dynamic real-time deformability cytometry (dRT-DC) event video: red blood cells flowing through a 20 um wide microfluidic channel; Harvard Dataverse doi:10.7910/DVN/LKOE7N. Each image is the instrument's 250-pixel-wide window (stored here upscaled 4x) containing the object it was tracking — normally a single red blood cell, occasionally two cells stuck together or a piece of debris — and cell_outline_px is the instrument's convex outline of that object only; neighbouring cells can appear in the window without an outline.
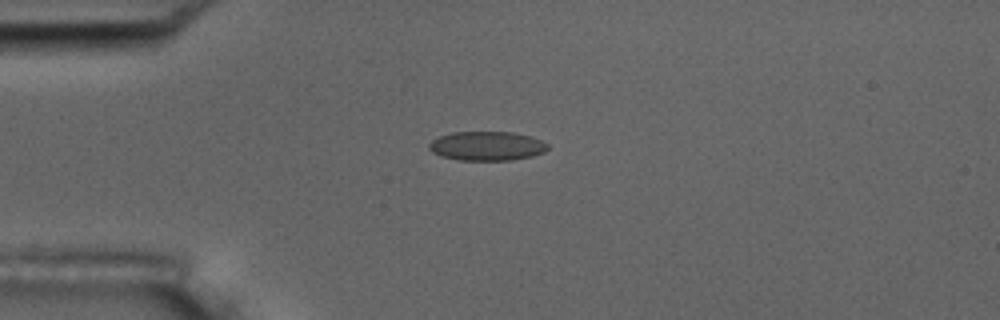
{"species": "common noctule bat (a hibernating species)", "species_latin": "Nyctalus noctula", "temperature_condition": "room temperature", "stored_images_in_passage": 7, "camera_frame_rate_fps": 3000, "um_per_image_px": 0.085, "animal": {"sex": "male", "body_mass_g": 17.5, "forearm_length_mm": 52.3}, "frame": {"image": 1, "passage_image": 4, "time_ms": 3.333, "image_size_px": [1000, 320], "cell_outline_px": [[548, 148], [544, 152], [532, 156], [512, 160], [460, 160], [440, 156], [432, 152], [428, 148], [428, 144], [432, 140], [440, 136], [452, 132], [512, 132], [532, 136], [548, 144]], "centroid_in_image_um": [41.38, 12.41], "position_along_channel_um": 43.6, "area_um2": 20.23}}